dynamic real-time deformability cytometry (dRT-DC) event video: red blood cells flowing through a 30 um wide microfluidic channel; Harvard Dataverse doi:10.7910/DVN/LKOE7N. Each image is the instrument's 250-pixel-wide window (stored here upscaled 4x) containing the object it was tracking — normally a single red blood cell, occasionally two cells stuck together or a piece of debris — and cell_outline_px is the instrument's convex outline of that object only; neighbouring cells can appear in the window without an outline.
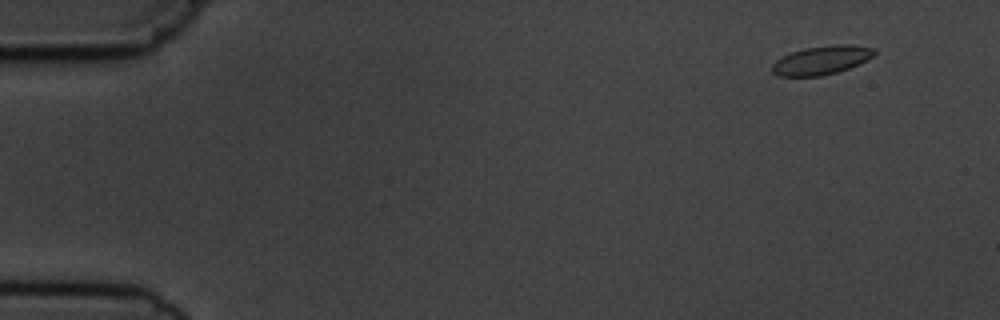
{"species": "common noctule bat (a hibernating species)", "species_latin": "Nyctalus noctula", "temperature_condition": "cold", "stored_images_in_passage": 13, "camera_frame_rate_fps": 3000, "um_per_image_px": 0.085, "animal": {"sex": "male", "body_mass_g": 19.5, "forearm_length_mm": 54.6}, "frame": {"image": 1, "passage_image": 1, "time_ms": 0.0, "image_size_px": [1000, 320], "cell_outline_px": [[876, 52], [868, 60], [848, 68], [836, 72], [820, 76], [776, 76], [772, 72], [772, 64], [776, 60], [792, 52], [804, 48], [836, 44], [848, 44], [872, 48]], "centroid_in_image_um": [69.81, 5.12], "position_along_channel_um": 15.2, "area_um2": 16.94}}
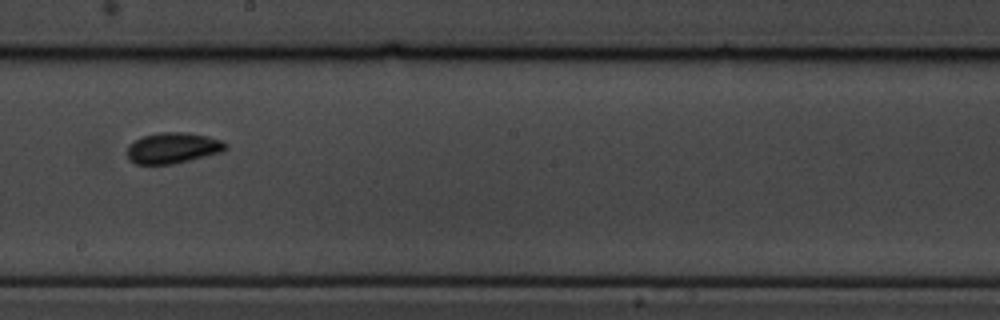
{"frame": {"image": 2, "passage_image": 8, "time_ms": 9.0, "image_size_px": [1000, 320], "cell_outline_px": [[228, 148], [224, 152], [172, 164], [136, 164], [128, 160], [128, 144], [144, 136], [160, 132], [184, 132], [208, 136], [224, 140], [228, 144]], "centroid_in_image_um": [14.75, 12.58], "position_along_channel_um": 233.5, "area_um2": 17.86}}
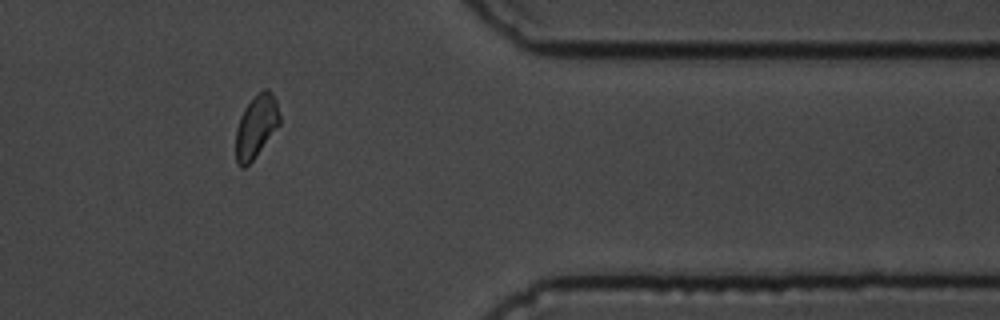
{"frame": {"image": 3, "passage_image": 12, "time_ms": 13.667, "image_size_px": [1000, 320], "cell_outline_px": [[280, 124], [252, 160], [244, 168], [240, 168], [236, 160], [236, 128], [240, 116], [244, 108], [264, 88], [268, 88], [272, 92], [276, 100], [280, 116]], "centroid_in_image_um": [21.77, 10.74], "position_along_channel_um": 389.6, "area_um2": 15.84}, "authors_computed_cell_mechanics": {"area_um2": 17.1088, "velocity_mm_per_s": 3.7035, "shape_relaxation_time_tau1_ms": 3.7642, "shape_relaxation_time_tau2_ms": null, "deformation_change_tau1": 0.0581, "deformation_change_tau2": null}}